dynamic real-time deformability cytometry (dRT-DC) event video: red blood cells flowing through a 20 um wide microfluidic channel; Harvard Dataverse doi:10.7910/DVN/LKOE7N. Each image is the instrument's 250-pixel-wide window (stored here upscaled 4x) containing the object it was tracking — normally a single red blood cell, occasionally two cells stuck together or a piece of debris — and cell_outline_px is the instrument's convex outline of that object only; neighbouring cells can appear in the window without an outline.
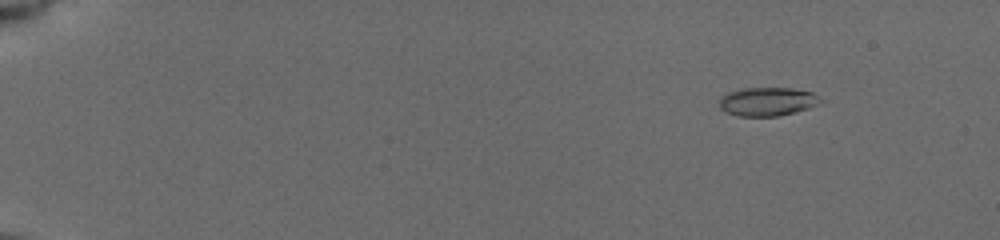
{"species": "common noctule bat (a hibernating species)", "species_latin": "Nyctalus noctula", "temperature_condition": "cold", "stored_images_in_passage": 73, "camera_frame_rate_fps": 3000, "um_per_image_px": 0.085, "animal": {"sex": "female", "body_mass_g": 19.5, "forearm_length_mm": 54.1}, "frame": {"image": 1, "passage_image": 10, "time_ms": 2.333, "image_size_px": [1000, 240], "cell_outline_px": [[824, 100], [808, 108], [776, 116], [740, 116], [724, 112], [720, 108], [720, 100], [728, 92], [744, 88], [792, 88], [812, 92]], "centroid_in_image_um": [65.22, 8.63], "position_along_channel_um": 19.8, "area_um2": 16.65}}
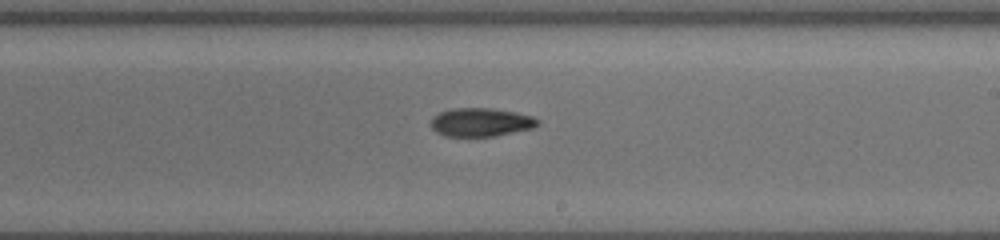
{"frame": {"image": 2, "passage_image": 45, "time_ms": 11.667, "image_size_px": [1000, 240], "cell_outline_px": [[540, 124], [532, 128], [496, 136], [444, 136], [436, 132], [432, 128], [432, 116], [440, 112], [452, 108], [492, 108], [516, 112], [532, 116], [540, 120]], "centroid_in_image_um": [40.89, 10.38], "position_along_channel_um": 248.1, "area_um2": 17.8}}
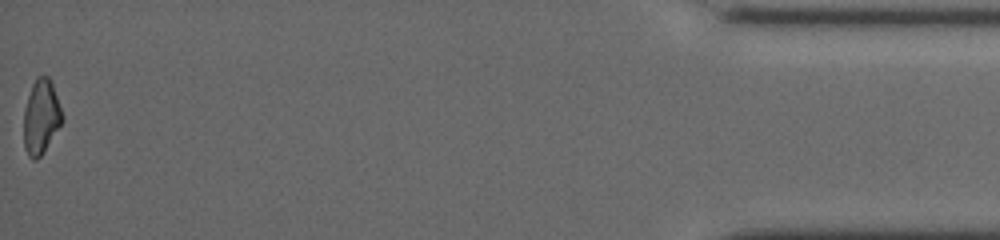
{"frame": {"image": 3, "passage_image": 73, "time_ms": 18.333, "image_size_px": [1000, 240], "cell_outline_px": [[64, 120], [44, 152], [36, 160], [32, 160], [28, 156], [24, 148], [24, 108], [32, 84], [36, 76], [48, 76], [52, 80], [64, 116]], "centroid_in_image_um": [3.51, 9.92], "position_along_channel_um": 431.7, "area_um2": 17.05}, "authors_computed_cell_mechanics": {"area_um2": 17.4556, "velocity_mm_per_s": 3.9418, "shape_relaxation_time_tau1_ms": 8.8731, "shape_relaxation_time_tau2_ms": null, "deformation_change_tau1": 0.2252, "deformation_change_tau2": null}}